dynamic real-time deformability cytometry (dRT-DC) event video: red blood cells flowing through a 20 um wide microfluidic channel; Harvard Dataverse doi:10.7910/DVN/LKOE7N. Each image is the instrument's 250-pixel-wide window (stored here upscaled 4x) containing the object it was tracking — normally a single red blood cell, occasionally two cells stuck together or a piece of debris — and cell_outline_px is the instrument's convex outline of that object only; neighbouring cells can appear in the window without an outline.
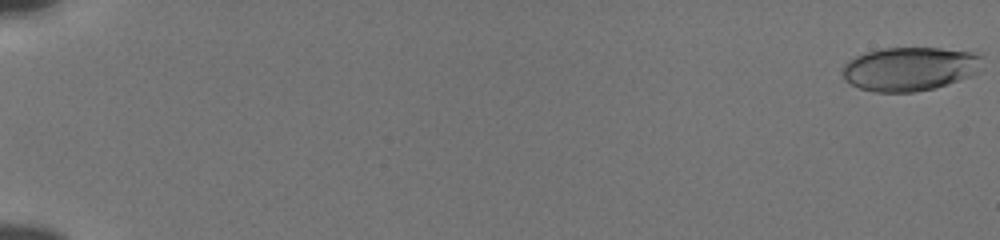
{"species": "human", "species_latin": "Homo sapiens", "temperature_condition": "cold", "stored_images_in_passage": 56, "camera_frame_rate_fps": 3000, "um_per_image_px": 0.085, "donor": {"sex": "male"}, "frame": {"image": 1, "passage_image": 1, "time_ms": 0.0, "image_size_px": [1000, 240], "cell_outline_px": [[984, 56], [976, 72], [972, 76], [936, 88], [916, 92], [872, 92], [860, 88], [844, 80], [840, 72], [840, 68], [848, 60], [864, 52], [880, 48], [940, 48], [976, 52]], "centroid_in_image_um": [77.3, 5.85], "position_along_channel_um": 7.7, "area_um2": 36.24}}
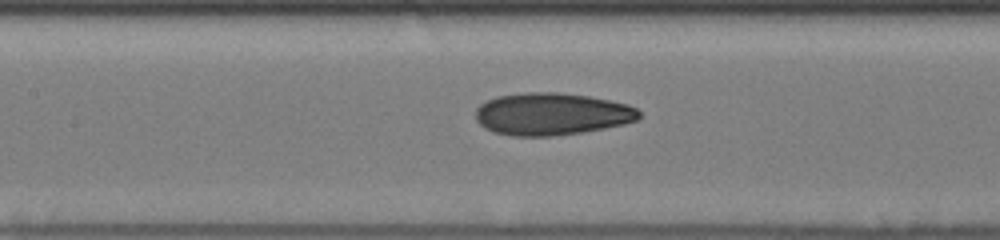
{"frame": {"image": 2, "passage_image": 29, "time_ms": 9.333, "image_size_px": [1000, 240], "cell_outline_px": [[640, 116], [636, 120], [624, 124], [584, 132], [552, 136], [512, 136], [492, 132], [484, 128], [476, 120], [476, 108], [480, 104], [496, 96], [528, 92], [556, 92], [588, 96], [628, 104], [636, 108], [640, 112]], "centroid_in_image_um": [46.87, 9.7], "position_along_channel_um": 160.5, "area_um2": 40.4}}
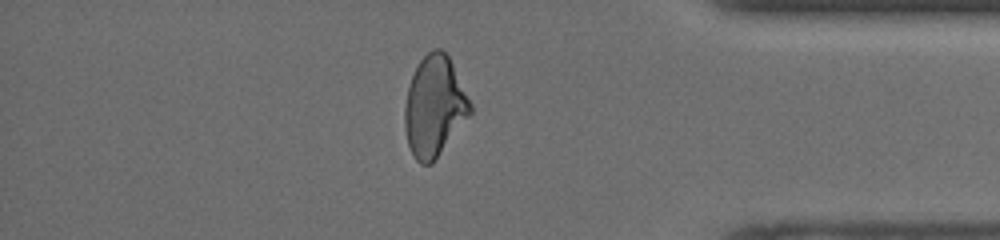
{"frame": {"image": 3, "passage_image": 49, "time_ms": 16.0, "image_size_px": [1000, 240], "cell_outline_px": [[472, 112], [432, 164], [420, 164], [412, 156], [408, 144], [404, 128], [404, 108], [408, 88], [412, 76], [420, 60], [432, 48], [440, 48], [448, 56], [472, 104]], "centroid_in_image_um": [36.91, 9.07], "position_along_channel_um": 398.3, "area_um2": 38.15}, "authors_computed_cell_mechanics": {"area_um2": 38.2925, "velocity_mm_per_s": 3.8533, "shape_relaxation_time_tau1_ms": 9.5328, "shape_relaxation_time_tau2_ms": 2.0036, "deformation_change_tau1": 0.2195, "deformation_change_tau2": 0.0947}}